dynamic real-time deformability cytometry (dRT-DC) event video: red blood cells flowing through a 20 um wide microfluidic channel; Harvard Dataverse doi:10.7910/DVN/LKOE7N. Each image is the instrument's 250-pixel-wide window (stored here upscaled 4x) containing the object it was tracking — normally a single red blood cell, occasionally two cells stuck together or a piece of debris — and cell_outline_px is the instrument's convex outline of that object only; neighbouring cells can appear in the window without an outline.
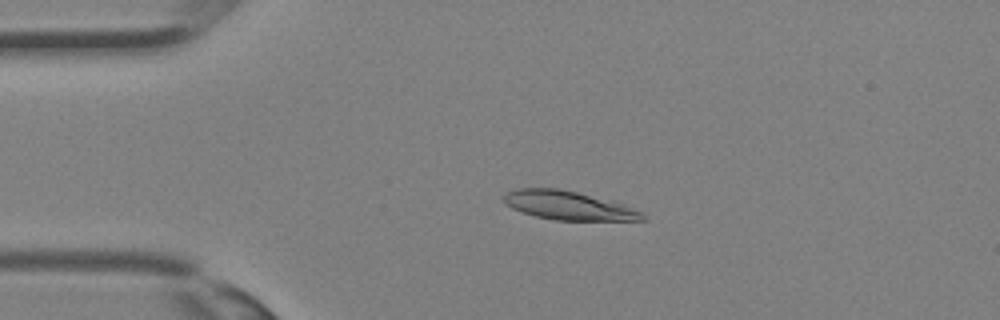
{"species": "Egyptian fruit bat (a non-hibernating species)", "species_latin": "Rousettus aegyptiacus", "temperature_condition": "room temperature", "stored_images_in_passage": 28, "camera_frame_rate_fps": 3000, "um_per_image_px": 0.085, "animal": {"sex": "female"}, "frame": {"image": 1, "passage_image": 1, "time_ms": 0.0, "image_size_px": [1000, 320], "cell_outline_px": [[648, 220], [556, 220], [536, 216], [512, 208], [504, 204], [504, 196], [508, 192], [516, 188], [560, 188], [616, 200], [644, 212], [648, 216]], "centroid_in_image_um": [48.43, 17.45], "position_along_channel_um": 36.6, "area_um2": 23.7}}
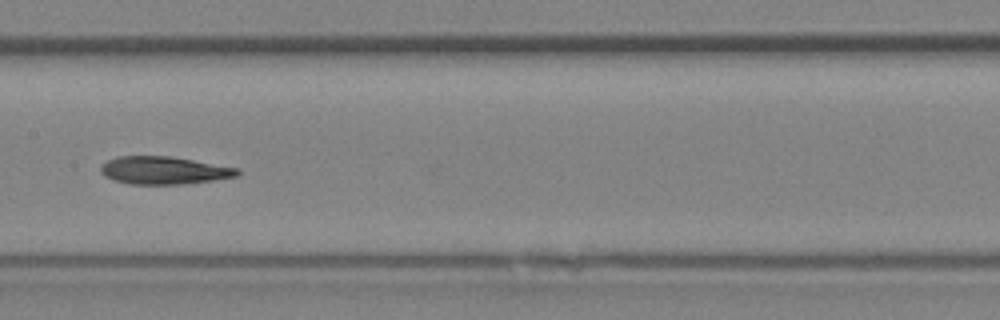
{"frame": {"image": 2, "passage_image": 11, "time_ms": 3.333, "image_size_px": [1000, 320], "cell_outline_px": [[240, 176], [184, 184], [128, 184], [112, 180], [104, 176], [100, 172], [100, 168], [108, 160], [116, 156], [168, 156], [240, 168]], "centroid_in_image_um": [13.93, 14.49], "position_along_channel_um": 193.5, "area_um2": 22.14}}
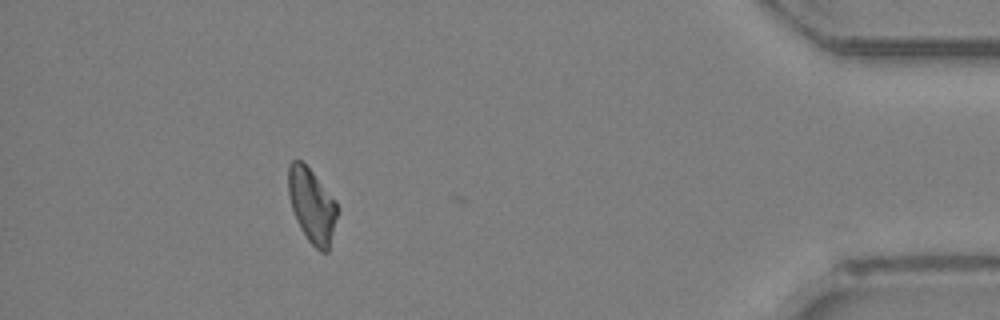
{"frame": {"image": 3, "passage_image": 25, "time_ms": 8.0, "image_size_px": [1000, 320], "cell_outline_px": [[340, 208], [328, 252], [320, 252], [308, 240], [300, 228], [296, 220], [288, 196], [288, 164], [292, 160], [300, 160], [312, 172], [336, 200]], "centroid_in_image_um": [26.53, 17.48], "position_along_channel_um": 408.7, "area_um2": 21.39}}